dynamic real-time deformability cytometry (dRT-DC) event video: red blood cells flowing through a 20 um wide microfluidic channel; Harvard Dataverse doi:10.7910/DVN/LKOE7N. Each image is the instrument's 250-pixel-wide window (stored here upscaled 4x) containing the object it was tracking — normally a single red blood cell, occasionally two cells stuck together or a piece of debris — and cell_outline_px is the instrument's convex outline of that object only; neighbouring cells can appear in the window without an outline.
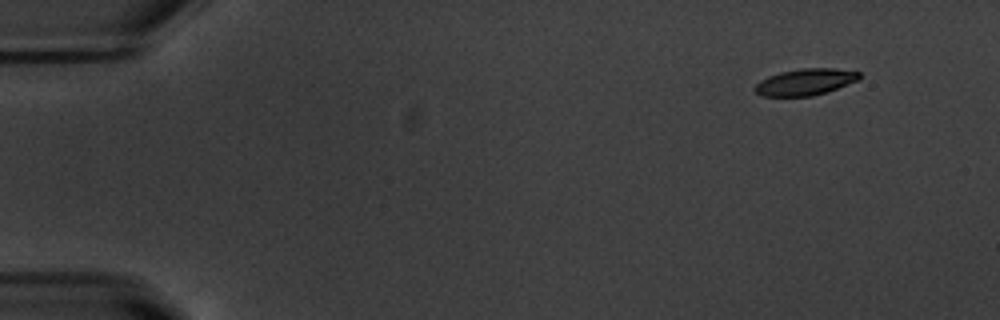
{"species": "common noctule bat (a hibernating species)", "species_latin": "Nyctalus noctula", "temperature_condition": "warm", "stored_images_in_passage": 50, "camera_frame_rate_fps": 3000, "um_per_image_px": 0.085, "animal": {"sex": "male", "body_mass_g": 20.1, "forearm_length_mm": 53.5}, "frame": {"image": 1, "passage_image": 1, "time_ms": 0.0, "image_size_px": [1000, 320], "cell_outline_px": [[860, 76], [856, 80], [836, 88], [812, 96], [764, 96], [756, 92], [752, 88], [760, 80], [768, 76], [780, 72], [804, 68], [832, 68], [860, 72]], "centroid_in_image_um": [68.39, 6.96], "position_along_channel_um": 16.6, "area_um2": 15.84}}
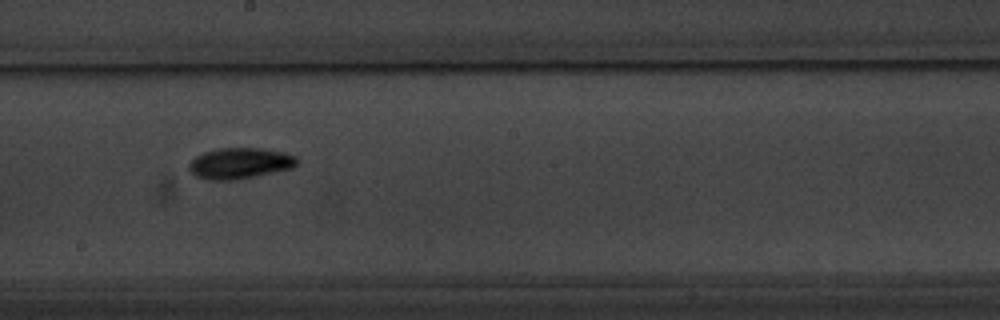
{"frame": {"image": 2, "passage_image": 27, "time_ms": 8.667, "image_size_px": [1000, 320], "cell_outline_px": [[296, 164], [292, 168], [256, 176], [236, 180], [208, 180], [196, 176], [188, 168], [188, 164], [196, 156], [204, 152], [220, 148], [264, 148], [284, 152], [296, 156]], "centroid_in_image_um": [20.38, 13.88], "position_along_channel_um": 227.8, "area_um2": 19.48}}
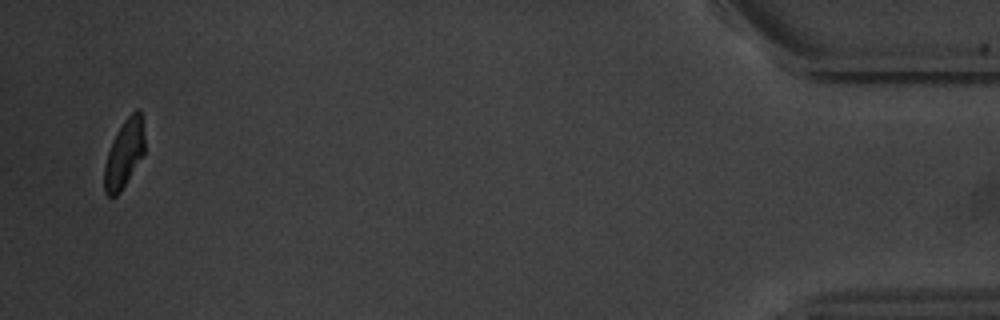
{"frame": {"image": 3, "passage_image": 49, "time_ms": 16.0, "image_size_px": [1000, 320], "cell_outline_px": [[144, 152], [120, 192], [116, 196], [108, 196], [104, 192], [104, 164], [108, 152], [116, 132], [124, 120], [136, 108], [140, 108], [144, 136]], "centroid_in_image_um": [10.54, 13.05], "position_along_channel_um": 424.7, "area_um2": 15.78}, "authors_computed_cell_mechanics": {"area_um2": 17.3689, "velocity_mm_per_s": 3.7522, "shape_relaxation_time_tau1_ms": 2.9358, "shape_relaxation_time_tau2_ms": null, "deformation_change_tau1": 0.149, "deformation_change_tau2": null}}